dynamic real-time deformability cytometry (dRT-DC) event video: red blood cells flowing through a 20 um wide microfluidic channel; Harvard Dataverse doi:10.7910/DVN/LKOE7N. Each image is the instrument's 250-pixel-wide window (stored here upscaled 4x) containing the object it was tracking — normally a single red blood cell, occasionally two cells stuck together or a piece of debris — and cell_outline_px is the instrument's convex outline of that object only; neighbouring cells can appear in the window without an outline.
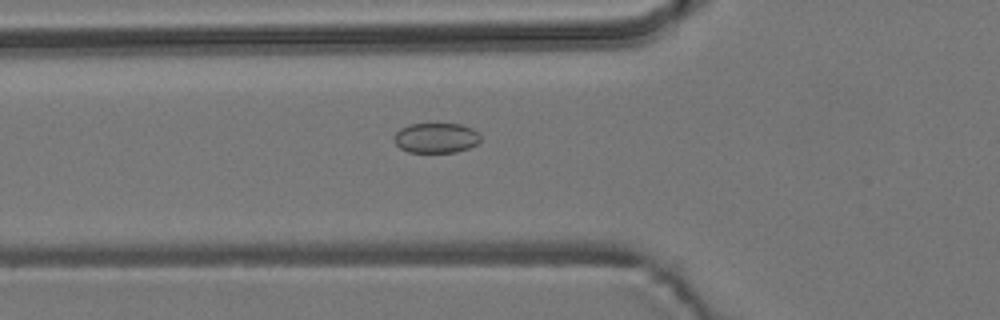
{"species": "common noctule bat (a hibernating species)", "species_latin": "Nyctalus noctula", "temperature_condition": "room temperature", "stored_images_in_passage": 55, "camera_frame_rate_fps": 3000, "um_per_image_px": 0.085, "animal": {"sex": "male", "body_mass_g": 19.2, "forearm_length_mm": 51.8}, "frame": {"image": 1, "passage_image": 20, "time_ms": 6.333, "image_size_px": [1000, 320], "cell_outline_px": [[480, 140], [476, 144], [468, 148], [456, 152], [408, 152], [400, 148], [396, 144], [392, 136], [400, 128], [408, 124], [460, 124], [472, 128], [480, 132]], "centroid_in_image_um": [37.05, 11.71], "position_along_channel_um": 88.7, "area_um2": 15.26}}
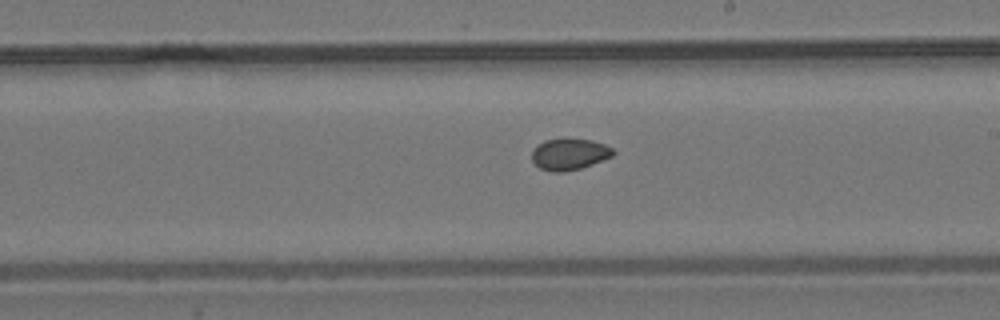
{"frame": {"image": 2, "passage_image": 32, "time_ms": 10.333, "image_size_px": [1000, 320], "cell_outline_px": [[616, 152], [612, 156], [592, 164], [580, 168], [564, 172], [552, 172], [540, 168], [532, 160], [532, 148], [544, 140], [564, 136], [592, 140], [604, 144], [612, 148]], "centroid_in_image_um": [48.37, 13.06], "position_along_channel_um": 240.6, "area_um2": 15.32}}
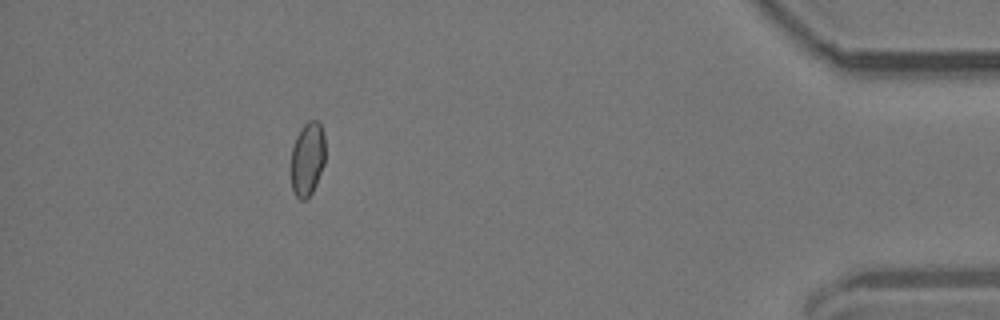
{"frame": {"image": 3, "passage_image": 50, "time_ms": 16.333, "image_size_px": [1000, 320], "cell_outline_px": [[324, 164], [316, 184], [312, 192], [304, 200], [300, 200], [292, 192], [292, 148], [296, 136], [300, 128], [308, 120], [316, 120], [320, 124], [324, 132]], "centroid_in_image_um": [26.13, 13.49], "position_along_channel_um": 409.1, "area_um2": 14.68}, "authors_computed_cell_mechanics": {"area_um2": 15.4326, "velocity_mm_per_s": 3.7807, "shape_relaxation_time_tau1_ms": null, "shape_relaxation_time_tau2_ms": 2.7256, "deformation_change_tau1": null, "deformation_change_tau2": 0.0443}}